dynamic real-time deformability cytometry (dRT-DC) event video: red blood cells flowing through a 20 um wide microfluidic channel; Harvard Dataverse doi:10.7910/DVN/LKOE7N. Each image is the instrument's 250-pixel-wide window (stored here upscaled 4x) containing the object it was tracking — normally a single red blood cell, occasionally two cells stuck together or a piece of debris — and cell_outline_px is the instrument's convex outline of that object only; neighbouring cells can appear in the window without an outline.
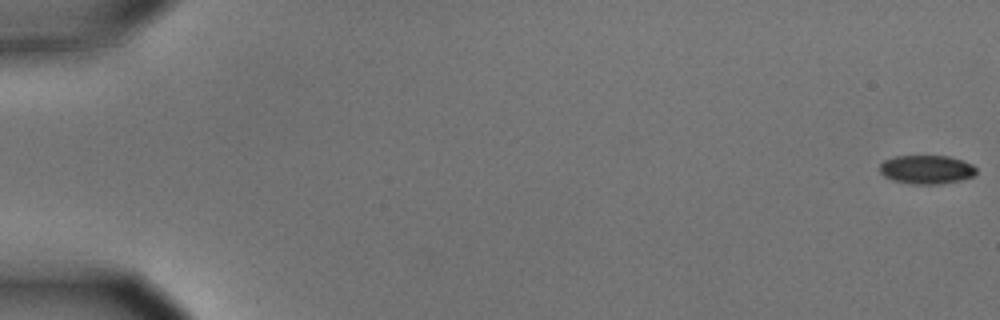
{"species": "common noctule bat (a hibernating species)", "species_latin": "Nyctalus noctula", "temperature_condition": "cold", "stored_images_in_passage": 5, "camera_frame_rate_fps": 3000, "um_per_image_px": 0.085, "animal": {"sex": "male", "body_mass_g": 15.6}, "frame": {"image": 1, "passage_image": 1, "time_ms": 0.0, "image_size_px": [1000, 320], "cell_outline_px": [[976, 176], [960, 180], [936, 184], [916, 184], [892, 180], [884, 176], [880, 172], [880, 164], [884, 160], [896, 156], [948, 156], [972, 164], [976, 168]], "centroid_in_image_um": [78.76, 14.41], "position_along_channel_um": 6.2, "area_um2": 16.07}}